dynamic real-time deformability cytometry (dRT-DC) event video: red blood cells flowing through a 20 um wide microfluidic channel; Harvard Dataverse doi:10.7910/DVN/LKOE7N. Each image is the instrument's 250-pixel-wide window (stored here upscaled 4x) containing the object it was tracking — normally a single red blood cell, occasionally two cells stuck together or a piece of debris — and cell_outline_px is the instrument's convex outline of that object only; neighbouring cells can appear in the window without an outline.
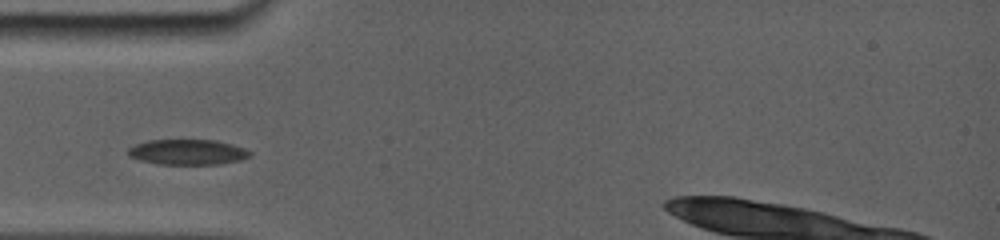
{"species": "common noctule bat (a hibernating species)", "species_latin": "Nyctalus noctula", "temperature_condition": "room temperature", "stored_images_in_passage": 15, "camera_frame_rate_fps": 5000, "um_per_image_px": 0.085, "animal": {"sex": "female", "body_mass_g": 19.0, "forearm_length_mm": 56.7}, "frame": {"image": 1, "passage_image": 1, "time_ms": 0.0, "image_size_px": [1000, 240], "cell_outline_px": [[252, 156], [240, 160], [220, 164], [156, 164], [140, 160], [128, 156], [128, 148], [136, 144], [148, 140], [212, 140], [244, 148], [252, 152]], "centroid_in_image_um": [15.93, 12.93], "position_along_channel_um": 69.1, "area_um2": 17.92}}
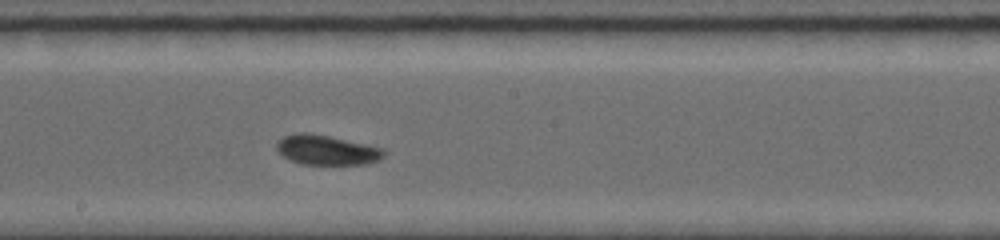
{"frame": {"image": 2, "passage_image": 7, "time_ms": 4.0, "image_size_px": [1000, 240], "cell_outline_px": [[384, 156], [380, 160], [364, 164], [300, 164], [288, 160], [276, 148], [276, 144], [284, 136], [300, 132], [328, 136], [380, 148], [384, 152]], "centroid_in_image_um": [27.72, 12.77], "position_along_channel_um": 220.5, "area_um2": 18.15}}
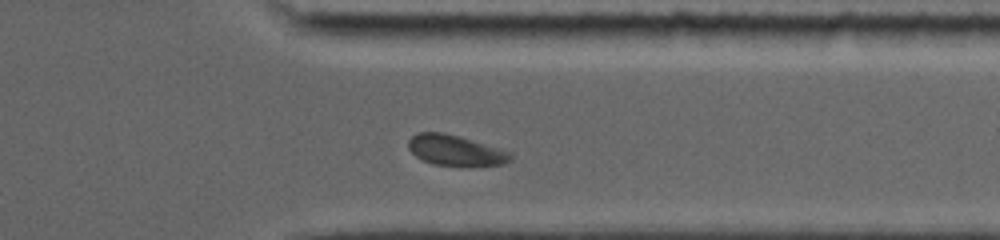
{"frame": {"image": 3, "passage_image": 13, "time_ms": 8.0, "image_size_px": [1000, 240], "cell_outline_px": [[512, 160], [504, 164], [468, 168], [460, 168], [432, 164], [416, 156], [408, 148], [408, 140], [416, 132], [444, 132], [460, 136], [512, 152]], "centroid_in_image_um": [38.75, 12.82], "position_along_channel_um": 372.6, "area_um2": 18.96}}